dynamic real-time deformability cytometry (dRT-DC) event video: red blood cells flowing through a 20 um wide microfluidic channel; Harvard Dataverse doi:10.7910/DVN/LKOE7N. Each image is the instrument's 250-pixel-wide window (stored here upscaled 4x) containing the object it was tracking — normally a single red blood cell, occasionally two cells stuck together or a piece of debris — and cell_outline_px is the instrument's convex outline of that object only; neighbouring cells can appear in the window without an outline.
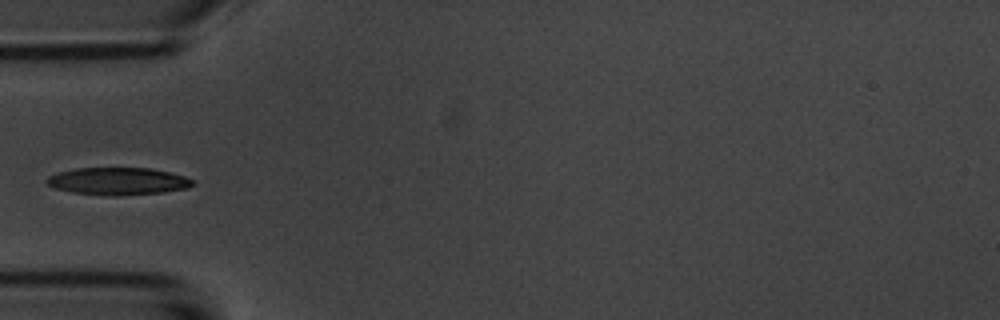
{"species": "common noctule bat (a hibernating species)", "species_latin": "Nyctalus noctula", "temperature_condition": "room temperature", "stored_images_in_passage": 5, "camera_frame_rate_fps": 3000, "um_per_image_px": 0.085, "animal": {"sex": "male", "body_mass_g": 20.1, "forearm_length_mm": 53.5}, "frame": {"image": 1, "passage_image": 5, "time_ms": 4.667, "image_size_px": [1000, 320], "cell_outline_px": [[192, 184], [188, 188], [164, 192], [116, 196], [112, 196], [72, 192], [56, 188], [48, 184], [44, 180], [48, 176], [60, 172], [76, 168], [148, 168], [168, 172], [184, 176], [192, 180]], "centroid_in_image_um": [10.01, 15.4], "position_along_channel_um": 75.0, "area_um2": 23.06}}